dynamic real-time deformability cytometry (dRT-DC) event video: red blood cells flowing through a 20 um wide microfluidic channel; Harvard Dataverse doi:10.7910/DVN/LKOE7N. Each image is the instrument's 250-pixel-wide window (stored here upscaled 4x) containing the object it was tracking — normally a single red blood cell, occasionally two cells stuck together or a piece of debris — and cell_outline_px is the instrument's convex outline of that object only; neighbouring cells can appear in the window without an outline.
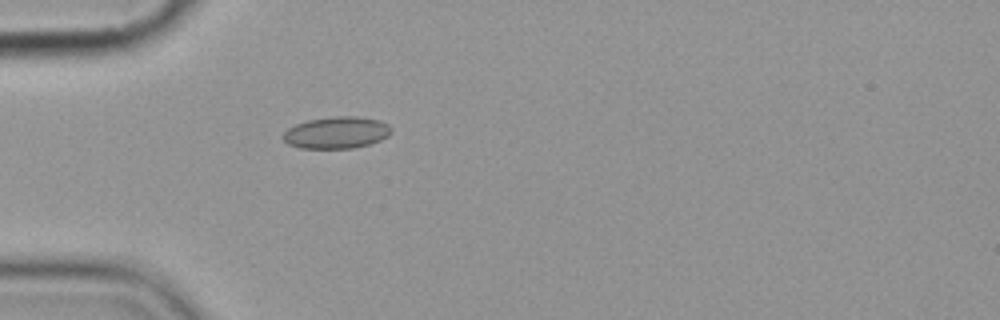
{"species": "common noctule bat (a hibernating species)", "species_latin": "Nyctalus noctula", "temperature_condition": "cold", "stored_images_in_passage": 5, "camera_frame_rate_fps": 3000, "um_per_image_px": 0.085, "animal": {"sex": "female", "body_mass_g": 19.9}, "frame": {"image": 1, "passage_image": 5, "time_ms": 5.333, "image_size_px": [1000, 320], "cell_outline_px": [[392, 132], [388, 136], [380, 140], [368, 144], [352, 148], [300, 148], [288, 144], [280, 136], [288, 128], [296, 124], [308, 120], [332, 116], [356, 116], [380, 120], [388, 124], [392, 128]], "centroid_in_image_um": [28.6, 11.26], "position_along_channel_um": 56.4, "area_um2": 20.17}}